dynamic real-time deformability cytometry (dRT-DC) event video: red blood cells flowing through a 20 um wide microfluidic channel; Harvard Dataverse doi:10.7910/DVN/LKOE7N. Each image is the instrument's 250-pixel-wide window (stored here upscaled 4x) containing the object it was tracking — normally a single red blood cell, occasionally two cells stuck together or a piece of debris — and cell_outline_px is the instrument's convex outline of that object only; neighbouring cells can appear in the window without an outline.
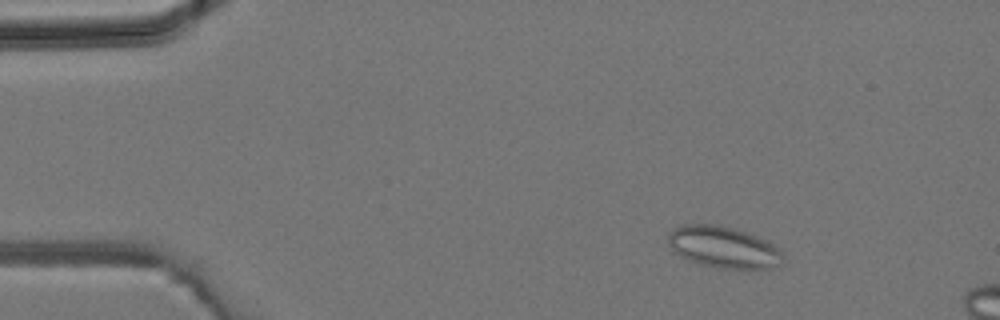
{"species": "common noctule bat (a hibernating species)", "species_latin": "Nyctalus noctula", "temperature_condition": "room temperature", "stored_images_in_passage": 11, "camera_frame_rate_fps": 3000, "um_per_image_px": 0.085, "animal": {"sex": "male", "body_mass_g": 19.2, "forearm_length_mm": 51.8}, "frame": {"image": 1, "passage_image": 5, "time_ms": 1.333, "image_size_px": [1000, 320], "cell_outline_px": [[784, 260], [780, 264], [772, 268], [720, 268], [700, 264], [688, 260], [680, 256], [668, 244], [668, 232], [672, 228], [680, 224], [716, 224], [736, 228], [768, 240], [780, 248], [784, 256]], "centroid_in_image_um": [61.5, 20.99], "position_along_channel_um": 23.5, "area_um2": 28.21}}